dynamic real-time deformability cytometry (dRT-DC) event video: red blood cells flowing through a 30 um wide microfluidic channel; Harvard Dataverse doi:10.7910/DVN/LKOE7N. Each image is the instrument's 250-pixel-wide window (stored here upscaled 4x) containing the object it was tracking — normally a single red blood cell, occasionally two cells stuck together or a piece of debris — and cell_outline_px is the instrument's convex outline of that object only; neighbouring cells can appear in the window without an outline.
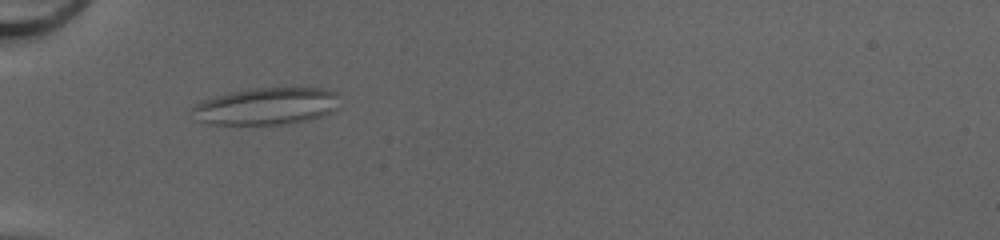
{"species": "common noctule bat (a hibernating species)", "species_latin": "Nyctalus noctula", "temperature_condition": "cold", "stored_images_in_passage": 35, "camera_frame_rate_fps": 3000, "um_per_image_px": 0.085, "animal": {"sex": "female", "body_mass_g": 20.0, "forearm_length_mm": 54.0}, "frame": {"image": 1, "passage_image": 1, "time_ms": 0.0, "image_size_px": [1000, 240], "cell_outline_px": [[336, 108], [332, 112], [320, 116], [304, 120], [280, 124], [208, 124], [200, 120], [192, 108], [200, 100], [232, 92], [252, 88], [324, 88], [336, 92]], "centroid_in_image_um": [22.64, 9.01], "position_along_channel_um": 62.4, "area_um2": 31.21}}
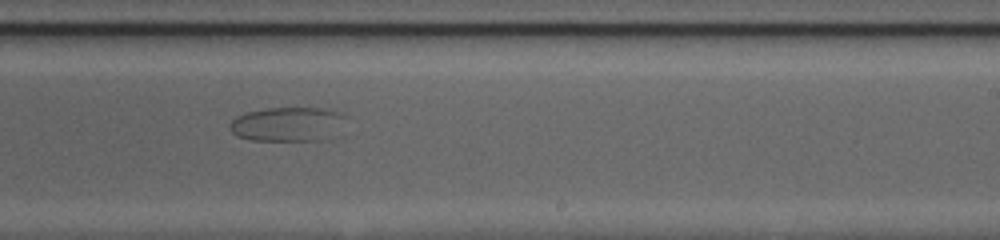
{"frame": {"image": 2, "passage_image": 17, "time_ms": 5.333, "image_size_px": [1000, 240], "cell_outline_px": [[348, 116], [324, 140], [252, 140], [236, 136], [228, 128], [228, 124], [236, 116], [248, 112], [264, 108], [324, 108], [340, 112]], "centroid_in_image_um": [24.37, 10.54], "position_along_channel_um": 264.6, "area_um2": 22.95}}
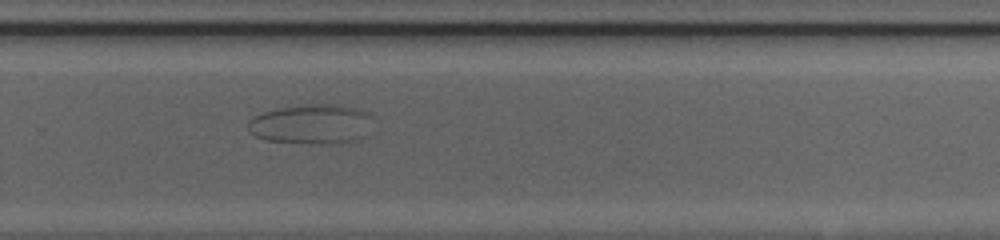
{"frame": {"image": 3, "passage_image": 20, "time_ms": 6.333, "image_size_px": [1000, 240], "cell_outline_px": [[368, 116], [364, 136], [360, 140], [340, 144], [320, 144], [264, 140], [248, 132], [248, 120], [252, 116], [264, 112], [280, 108], [304, 104], [340, 104], [356, 108], [368, 112]], "centroid_in_image_um": [26.41, 10.56], "position_along_channel_um": 303.4, "area_um2": 28.9}}